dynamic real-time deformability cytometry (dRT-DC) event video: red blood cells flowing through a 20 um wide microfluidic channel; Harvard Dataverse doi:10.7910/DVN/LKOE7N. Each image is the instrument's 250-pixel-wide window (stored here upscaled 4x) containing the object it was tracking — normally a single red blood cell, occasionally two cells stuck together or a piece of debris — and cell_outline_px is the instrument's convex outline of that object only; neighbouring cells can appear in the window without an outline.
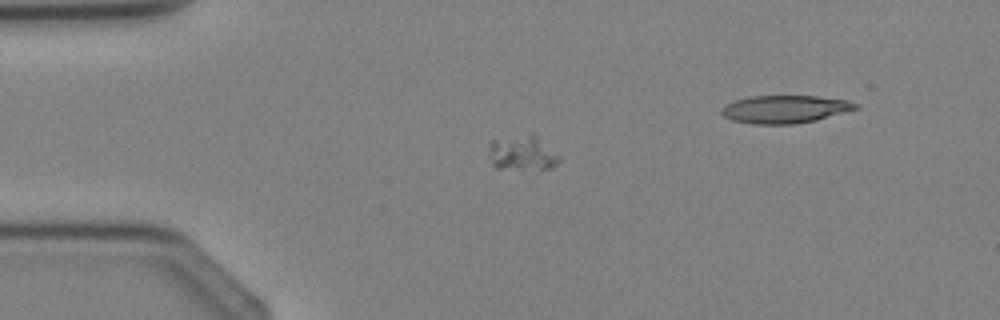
{"species": "Egyptian fruit bat (a non-hibernating species)", "species_latin": "Rousettus aegyptiacus", "temperature_condition": "cold", "stored_images_in_passage": 2, "segment_of_instrument_passage": [1, 2], "camera_frame_rate_fps": 3000, "um_per_image_px": 0.085, "animal": {"sex": "female"}, "frame": {"image": 1, "passage_image": 1, "time_ms": 0.0, "image_size_px": [1000, 320], "cell_outline_px": [[560, 160], [552, 168], [496, 168], [492, 164], [488, 152], [488, 144], [492, 140], [532, 132], [560, 156]], "centroid_in_image_um": [44.37, 12.97], "position_along_channel_um": 40.6, "area_um2": 14.28}}